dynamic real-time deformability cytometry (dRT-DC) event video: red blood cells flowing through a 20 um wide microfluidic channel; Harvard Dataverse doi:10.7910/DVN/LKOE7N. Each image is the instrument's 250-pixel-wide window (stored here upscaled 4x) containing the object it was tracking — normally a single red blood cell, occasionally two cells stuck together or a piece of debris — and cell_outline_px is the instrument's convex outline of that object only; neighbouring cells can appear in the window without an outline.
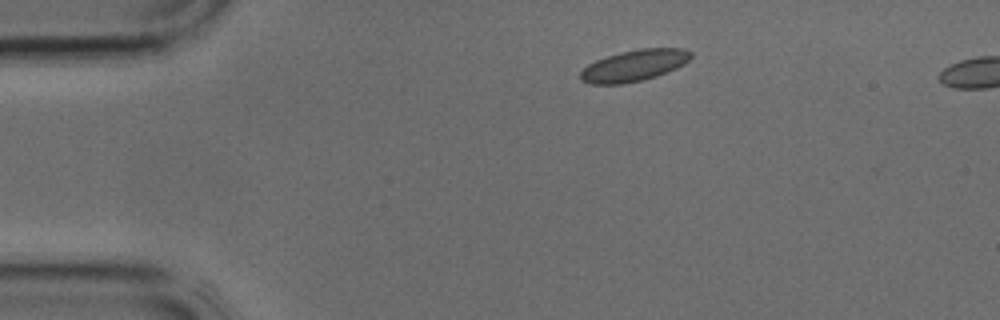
{"species": "common noctule bat (a hibernating species)", "species_latin": "Nyctalus noctula", "temperature_condition": "cold", "stored_images_in_passage": 3, "segment_of_instrument_passage": [1, 2], "camera_frame_rate_fps": 3000, "um_per_image_px": 0.085, "animal": {"sex": "male", "body_mass_g": 17.9, "forearm_length_mm": 54.2}, "frame": {"image": 1, "passage_image": 1, "time_ms": 0.0, "image_size_px": [1000, 320], "cell_outline_px": [[692, 56], [684, 64], [676, 68], [656, 76], [624, 84], [592, 84], [580, 80], [580, 72], [588, 64], [596, 60], [608, 56], [640, 48], [684, 48], [692, 52]], "centroid_in_image_um": [53.91, 5.57], "position_along_channel_um": 31.1, "area_um2": 20.0}}